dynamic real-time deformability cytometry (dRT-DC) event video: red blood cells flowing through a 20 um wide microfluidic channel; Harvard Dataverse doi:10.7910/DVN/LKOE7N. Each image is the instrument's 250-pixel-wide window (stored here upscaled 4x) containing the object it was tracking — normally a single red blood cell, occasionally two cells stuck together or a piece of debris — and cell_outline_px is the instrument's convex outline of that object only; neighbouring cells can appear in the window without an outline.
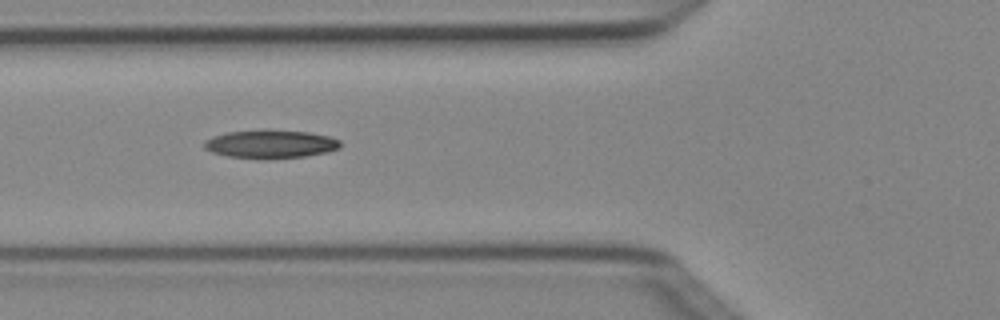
{"species": "Egyptian fruit bat (a non-hibernating species)", "species_latin": "Rousettus aegyptiacus", "temperature_condition": "cold", "stored_images_in_passage": 7, "camera_frame_rate_fps": 3000, "um_per_image_px": 0.085, "animal": {"sex": "female"}, "frame": {"image": 1, "passage_image": 5, "time_ms": 1.333, "image_size_px": [1000, 320], "cell_outline_px": [[340, 148], [328, 152], [304, 156], [268, 160], [256, 160], [228, 156], [212, 152], [204, 148], [204, 140], [212, 136], [228, 132], [264, 128], [308, 132], [328, 136], [340, 140]], "centroid_in_image_um": [22.97, 12.24], "position_along_channel_um": 102.8, "area_um2": 23.18}}
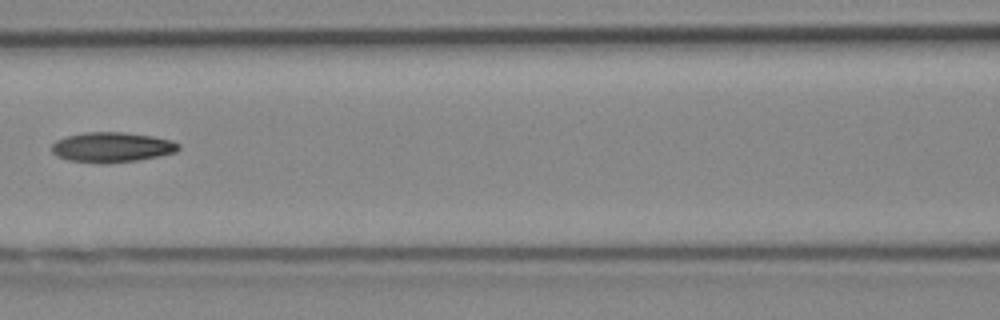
{"frame": {"image": 2, "passage_image": 6, "time_ms": 1.667, "image_size_px": [1000, 320], "cell_outline_px": [[180, 148], [176, 152], [160, 156], [136, 160], [108, 164], [68, 160], [56, 156], [52, 152], [52, 144], [56, 140], [68, 136], [84, 132], [124, 132], [152, 136], [172, 140], [180, 144]], "centroid_in_image_um": [9.52, 12.51], "position_along_channel_um": 157.1, "area_um2": 22.31}}
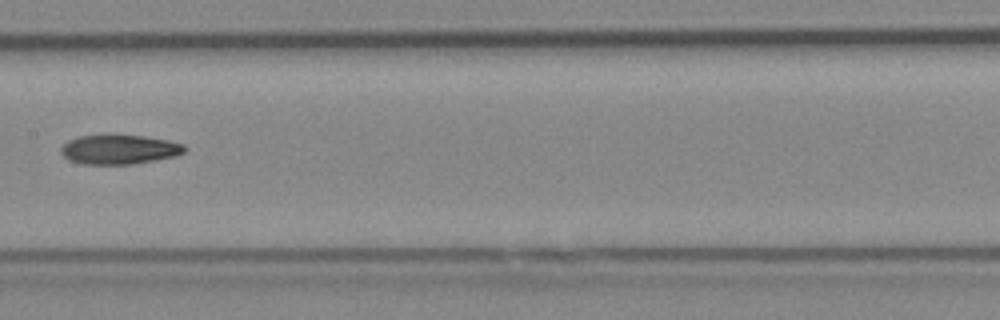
{"frame": {"image": 3, "passage_image": 7, "time_ms": 2.0, "image_size_px": [1000, 320], "cell_outline_px": [[188, 148], [184, 152], [176, 156], [156, 160], [132, 164], [84, 164], [68, 160], [60, 152], [60, 148], [68, 140], [80, 136], [112, 132], [144, 136], [168, 140], [184, 144]], "centroid_in_image_um": [10.13, 12.66], "position_along_channel_um": 197.3, "area_um2": 21.96}}